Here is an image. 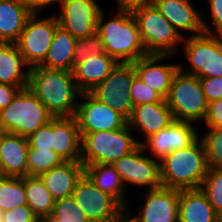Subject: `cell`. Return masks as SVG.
Returning a JSON list of instances; mask_svg holds the SVG:
<instances>
[{
  "instance_id": "20",
  "label": "cell",
  "mask_w": 222,
  "mask_h": 222,
  "mask_svg": "<svg viewBox=\"0 0 222 222\" xmlns=\"http://www.w3.org/2000/svg\"><path fill=\"white\" fill-rule=\"evenodd\" d=\"M153 5L183 37L179 30L194 32L191 36L204 32L202 17L190 0H154Z\"/></svg>"
},
{
  "instance_id": "30",
  "label": "cell",
  "mask_w": 222,
  "mask_h": 222,
  "mask_svg": "<svg viewBox=\"0 0 222 222\" xmlns=\"http://www.w3.org/2000/svg\"><path fill=\"white\" fill-rule=\"evenodd\" d=\"M27 205L24 177H0V213Z\"/></svg>"
},
{
  "instance_id": "44",
  "label": "cell",
  "mask_w": 222,
  "mask_h": 222,
  "mask_svg": "<svg viewBox=\"0 0 222 222\" xmlns=\"http://www.w3.org/2000/svg\"><path fill=\"white\" fill-rule=\"evenodd\" d=\"M117 2L118 8L131 10L132 8L141 5H152L154 3V0H117Z\"/></svg>"
},
{
  "instance_id": "23",
  "label": "cell",
  "mask_w": 222,
  "mask_h": 222,
  "mask_svg": "<svg viewBox=\"0 0 222 222\" xmlns=\"http://www.w3.org/2000/svg\"><path fill=\"white\" fill-rule=\"evenodd\" d=\"M118 63L107 53L88 57L72 71L77 87L82 93L91 91L111 73Z\"/></svg>"
},
{
  "instance_id": "26",
  "label": "cell",
  "mask_w": 222,
  "mask_h": 222,
  "mask_svg": "<svg viewBox=\"0 0 222 222\" xmlns=\"http://www.w3.org/2000/svg\"><path fill=\"white\" fill-rule=\"evenodd\" d=\"M27 67L26 71L22 70ZM30 68L19 52L16 43H0V84L29 85Z\"/></svg>"
},
{
  "instance_id": "42",
  "label": "cell",
  "mask_w": 222,
  "mask_h": 222,
  "mask_svg": "<svg viewBox=\"0 0 222 222\" xmlns=\"http://www.w3.org/2000/svg\"><path fill=\"white\" fill-rule=\"evenodd\" d=\"M28 86H12L8 84H0V111L12 103L17 93Z\"/></svg>"
},
{
  "instance_id": "6",
  "label": "cell",
  "mask_w": 222,
  "mask_h": 222,
  "mask_svg": "<svg viewBox=\"0 0 222 222\" xmlns=\"http://www.w3.org/2000/svg\"><path fill=\"white\" fill-rule=\"evenodd\" d=\"M131 12L137 21L148 54H177L176 46L183 42L184 37L153 4L134 7Z\"/></svg>"
},
{
  "instance_id": "2",
  "label": "cell",
  "mask_w": 222,
  "mask_h": 222,
  "mask_svg": "<svg viewBox=\"0 0 222 222\" xmlns=\"http://www.w3.org/2000/svg\"><path fill=\"white\" fill-rule=\"evenodd\" d=\"M111 20L104 23V11L98 17L97 33L105 52L118 62L132 63L149 55L144 47L139 27L130 9L117 8Z\"/></svg>"
},
{
  "instance_id": "34",
  "label": "cell",
  "mask_w": 222,
  "mask_h": 222,
  "mask_svg": "<svg viewBox=\"0 0 222 222\" xmlns=\"http://www.w3.org/2000/svg\"><path fill=\"white\" fill-rule=\"evenodd\" d=\"M103 41L96 32L91 36L76 39L73 53V69L83 63L90 56L105 54Z\"/></svg>"
},
{
  "instance_id": "38",
  "label": "cell",
  "mask_w": 222,
  "mask_h": 222,
  "mask_svg": "<svg viewBox=\"0 0 222 222\" xmlns=\"http://www.w3.org/2000/svg\"><path fill=\"white\" fill-rule=\"evenodd\" d=\"M1 218L2 222H40L28 205L2 212Z\"/></svg>"
},
{
  "instance_id": "10",
  "label": "cell",
  "mask_w": 222,
  "mask_h": 222,
  "mask_svg": "<svg viewBox=\"0 0 222 222\" xmlns=\"http://www.w3.org/2000/svg\"><path fill=\"white\" fill-rule=\"evenodd\" d=\"M58 26L57 16L40 19L32 14L28 18L16 45L29 68L44 61Z\"/></svg>"
},
{
  "instance_id": "9",
  "label": "cell",
  "mask_w": 222,
  "mask_h": 222,
  "mask_svg": "<svg viewBox=\"0 0 222 222\" xmlns=\"http://www.w3.org/2000/svg\"><path fill=\"white\" fill-rule=\"evenodd\" d=\"M135 75L133 63L119 62L89 93L128 119L134 107L129 92Z\"/></svg>"
},
{
  "instance_id": "39",
  "label": "cell",
  "mask_w": 222,
  "mask_h": 222,
  "mask_svg": "<svg viewBox=\"0 0 222 222\" xmlns=\"http://www.w3.org/2000/svg\"><path fill=\"white\" fill-rule=\"evenodd\" d=\"M210 4L211 16L215 30L202 19V25L205 33L222 37V0H208Z\"/></svg>"
},
{
  "instance_id": "46",
  "label": "cell",
  "mask_w": 222,
  "mask_h": 222,
  "mask_svg": "<svg viewBox=\"0 0 222 222\" xmlns=\"http://www.w3.org/2000/svg\"><path fill=\"white\" fill-rule=\"evenodd\" d=\"M2 176V166H1V163H0V177Z\"/></svg>"
},
{
  "instance_id": "37",
  "label": "cell",
  "mask_w": 222,
  "mask_h": 222,
  "mask_svg": "<svg viewBox=\"0 0 222 222\" xmlns=\"http://www.w3.org/2000/svg\"><path fill=\"white\" fill-rule=\"evenodd\" d=\"M29 147L53 150V119L28 137Z\"/></svg>"
},
{
  "instance_id": "31",
  "label": "cell",
  "mask_w": 222,
  "mask_h": 222,
  "mask_svg": "<svg viewBox=\"0 0 222 222\" xmlns=\"http://www.w3.org/2000/svg\"><path fill=\"white\" fill-rule=\"evenodd\" d=\"M41 222H90L85 213L77 205L74 197L67 196L55 200L52 214Z\"/></svg>"
},
{
  "instance_id": "13",
  "label": "cell",
  "mask_w": 222,
  "mask_h": 222,
  "mask_svg": "<svg viewBox=\"0 0 222 222\" xmlns=\"http://www.w3.org/2000/svg\"><path fill=\"white\" fill-rule=\"evenodd\" d=\"M145 151L140 144L135 150L120 157L111 165L119 173L124 186L127 183L133 186H148L149 189L161 187L160 162L143 156Z\"/></svg>"
},
{
  "instance_id": "12",
  "label": "cell",
  "mask_w": 222,
  "mask_h": 222,
  "mask_svg": "<svg viewBox=\"0 0 222 222\" xmlns=\"http://www.w3.org/2000/svg\"><path fill=\"white\" fill-rule=\"evenodd\" d=\"M80 97L87 100L78 103L74 116L81 137L86 133L110 131L127 125V119L123 115L93 97L89 92L81 93Z\"/></svg>"
},
{
  "instance_id": "25",
  "label": "cell",
  "mask_w": 222,
  "mask_h": 222,
  "mask_svg": "<svg viewBox=\"0 0 222 222\" xmlns=\"http://www.w3.org/2000/svg\"><path fill=\"white\" fill-rule=\"evenodd\" d=\"M31 15L20 0H0V43H16Z\"/></svg>"
},
{
  "instance_id": "29",
  "label": "cell",
  "mask_w": 222,
  "mask_h": 222,
  "mask_svg": "<svg viewBox=\"0 0 222 222\" xmlns=\"http://www.w3.org/2000/svg\"><path fill=\"white\" fill-rule=\"evenodd\" d=\"M24 189L26 193L27 205L41 221L46 216L52 214L55 199L46 188L40 176L24 177Z\"/></svg>"
},
{
  "instance_id": "28",
  "label": "cell",
  "mask_w": 222,
  "mask_h": 222,
  "mask_svg": "<svg viewBox=\"0 0 222 222\" xmlns=\"http://www.w3.org/2000/svg\"><path fill=\"white\" fill-rule=\"evenodd\" d=\"M84 174L99 188L102 192L113 196L125 209L124 191L125 186L122 183L119 173L111 164H93L84 166Z\"/></svg>"
},
{
  "instance_id": "11",
  "label": "cell",
  "mask_w": 222,
  "mask_h": 222,
  "mask_svg": "<svg viewBox=\"0 0 222 222\" xmlns=\"http://www.w3.org/2000/svg\"><path fill=\"white\" fill-rule=\"evenodd\" d=\"M72 196L90 222H111L125 212L113 196L102 192L85 174L77 181Z\"/></svg>"
},
{
  "instance_id": "32",
  "label": "cell",
  "mask_w": 222,
  "mask_h": 222,
  "mask_svg": "<svg viewBox=\"0 0 222 222\" xmlns=\"http://www.w3.org/2000/svg\"><path fill=\"white\" fill-rule=\"evenodd\" d=\"M64 161L53 150H38L29 147L27 154L28 175L40 176L42 173L60 166Z\"/></svg>"
},
{
  "instance_id": "27",
  "label": "cell",
  "mask_w": 222,
  "mask_h": 222,
  "mask_svg": "<svg viewBox=\"0 0 222 222\" xmlns=\"http://www.w3.org/2000/svg\"><path fill=\"white\" fill-rule=\"evenodd\" d=\"M75 43L76 38L70 32L58 26L47 55L39 66L72 72Z\"/></svg>"
},
{
  "instance_id": "18",
  "label": "cell",
  "mask_w": 222,
  "mask_h": 222,
  "mask_svg": "<svg viewBox=\"0 0 222 222\" xmlns=\"http://www.w3.org/2000/svg\"><path fill=\"white\" fill-rule=\"evenodd\" d=\"M174 121L172 111L164 99L160 103L140 104L133 107L127 125L147 139Z\"/></svg>"
},
{
  "instance_id": "14",
  "label": "cell",
  "mask_w": 222,
  "mask_h": 222,
  "mask_svg": "<svg viewBox=\"0 0 222 222\" xmlns=\"http://www.w3.org/2000/svg\"><path fill=\"white\" fill-rule=\"evenodd\" d=\"M102 8L95 0H62L58 15L59 26L76 39L97 32L98 17Z\"/></svg>"
},
{
  "instance_id": "45",
  "label": "cell",
  "mask_w": 222,
  "mask_h": 222,
  "mask_svg": "<svg viewBox=\"0 0 222 222\" xmlns=\"http://www.w3.org/2000/svg\"><path fill=\"white\" fill-rule=\"evenodd\" d=\"M111 222H133L130 216L124 212L118 219Z\"/></svg>"
},
{
  "instance_id": "1",
  "label": "cell",
  "mask_w": 222,
  "mask_h": 222,
  "mask_svg": "<svg viewBox=\"0 0 222 222\" xmlns=\"http://www.w3.org/2000/svg\"><path fill=\"white\" fill-rule=\"evenodd\" d=\"M28 87L53 118L75 116L76 100L82 92L77 87L73 72L35 66L30 68Z\"/></svg>"
},
{
  "instance_id": "36",
  "label": "cell",
  "mask_w": 222,
  "mask_h": 222,
  "mask_svg": "<svg viewBox=\"0 0 222 222\" xmlns=\"http://www.w3.org/2000/svg\"><path fill=\"white\" fill-rule=\"evenodd\" d=\"M133 106L149 103H160L164 98L144 83L137 75L134 76L129 92Z\"/></svg>"
},
{
  "instance_id": "22",
  "label": "cell",
  "mask_w": 222,
  "mask_h": 222,
  "mask_svg": "<svg viewBox=\"0 0 222 222\" xmlns=\"http://www.w3.org/2000/svg\"><path fill=\"white\" fill-rule=\"evenodd\" d=\"M179 222H222V218L199 188L180 190Z\"/></svg>"
},
{
  "instance_id": "16",
  "label": "cell",
  "mask_w": 222,
  "mask_h": 222,
  "mask_svg": "<svg viewBox=\"0 0 222 222\" xmlns=\"http://www.w3.org/2000/svg\"><path fill=\"white\" fill-rule=\"evenodd\" d=\"M145 205L139 214L131 217L133 222H179L180 190L159 187L145 192Z\"/></svg>"
},
{
  "instance_id": "24",
  "label": "cell",
  "mask_w": 222,
  "mask_h": 222,
  "mask_svg": "<svg viewBox=\"0 0 222 222\" xmlns=\"http://www.w3.org/2000/svg\"><path fill=\"white\" fill-rule=\"evenodd\" d=\"M84 174L81 162H63L40 175L55 200L71 196L77 181Z\"/></svg>"
},
{
  "instance_id": "17",
  "label": "cell",
  "mask_w": 222,
  "mask_h": 222,
  "mask_svg": "<svg viewBox=\"0 0 222 222\" xmlns=\"http://www.w3.org/2000/svg\"><path fill=\"white\" fill-rule=\"evenodd\" d=\"M171 55L149 54L138 59L134 64L136 75L150 88L167 98L174 75L179 70L178 64H158Z\"/></svg>"
},
{
  "instance_id": "5",
  "label": "cell",
  "mask_w": 222,
  "mask_h": 222,
  "mask_svg": "<svg viewBox=\"0 0 222 222\" xmlns=\"http://www.w3.org/2000/svg\"><path fill=\"white\" fill-rule=\"evenodd\" d=\"M128 125L110 131H95L81 137L80 162L86 165L112 164L135 150L140 142L132 137Z\"/></svg>"
},
{
  "instance_id": "15",
  "label": "cell",
  "mask_w": 222,
  "mask_h": 222,
  "mask_svg": "<svg viewBox=\"0 0 222 222\" xmlns=\"http://www.w3.org/2000/svg\"><path fill=\"white\" fill-rule=\"evenodd\" d=\"M191 122L174 120L166 128L151 135L145 142L139 141L144 150L155 157V160H163L169 153L181 148L189 147L199 135Z\"/></svg>"
},
{
  "instance_id": "33",
  "label": "cell",
  "mask_w": 222,
  "mask_h": 222,
  "mask_svg": "<svg viewBox=\"0 0 222 222\" xmlns=\"http://www.w3.org/2000/svg\"><path fill=\"white\" fill-rule=\"evenodd\" d=\"M200 189L206 194L208 201L222 218V169L209 168Z\"/></svg>"
},
{
  "instance_id": "19",
  "label": "cell",
  "mask_w": 222,
  "mask_h": 222,
  "mask_svg": "<svg viewBox=\"0 0 222 222\" xmlns=\"http://www.w3.org/2000/svg\"><path fill=\"white\" fill-rule=\"evenodd\" d=\"M27 137L0 131V163L2 176L23 178L28 175Z\"/></svg>"
},
{
  "instance_id": "21",
  "label": "cell",
  "mask_w": 222,
  "mask_h": 222,
  "mask_svg": "<svg viewBox=\"0 0 222 222\" xmlns=\"http://www.w3.org/2000/svg\"><path fill=\"white\" fill-rule=\"evenodd\" d=\"M53 151L64 162H80L81 136L75 117L53 118Z\"/></svg>"
},
{
  "instance_id": "7",
  "label": "cell",
  "mask_w": 222,
  "mask_h": 222,
  "mask_svg": "<svg viewBox=\"0 0 222 222\" xmlns=\"http://www.w3.org/2000/svg\"><path fill=\"white\" fill-rule=\"evenodd\" d=\"M165 100L174 120L193 123L206 118L209 103L203 92L200 78L197 76L178 70Z\"/></svg>"
},
{
  "instance_id": "4",
  "label": "cell",
  "mask_w": 222,
  "mask_h": 222,
  "mask_svg": "<svg viewBox=\"0 0 222 222\" xmlns=\"http://www.w3.org/2000/svg\"><path fill=\"white\" fill-rule=\"evenodd\" d=\"M53 116L29 87L21 89L12 103L0 111V131L29 137Z\"/></svg>"
},
{
  "instance_id": "43",
  "label": "cell",
  "mask_w": 222,
  "mask_h": 222,
  "mask_svg": "<svg viewBox=\"0 0 222 222\" xmlns=\"http://www.w3.org/2000/svg\"><path fill=\"white\" fill-rule=\"evenodd\" d=\"M31 14H38L45 6L55 5L59 3L61 8L62 0H20Z\"/></svg>"
},
{
  "instance_id": "35",
  "label": "cell",
  "mask_w": 222,
  "mask_h": 222,
  "mask_svg": "<svg viewBox=\"0 0 222 222\" xmlns=\"http://www.w3.org/2000/svg\"><path fill=\"white\" fill-rule=\"evenodd\" d=\"M202 138L209 168L222 169V127L207 128Z\"/></svg>"
},
{
  "instance_id": "8",
  "label": "cell",
  "mask_w": 222,
  "mask_h": 222,
  "mask_svg": "<svg viewBox=\"0 0 222 222\" xmlns=\"http://www.w3.org/2000/svg\"><path fill=\"white\" fill-rule=\"evenodd\" d=\"M184 55L190 62V70H179L199 78L222 77V37L203 32L184 37Z\"/></svg>"
},
{
  "instance_id": "40",
  "label": "cell",
  "mask_w": 222,
  "mask_h": 222,
  "mask_svg": "<svg viewBox=\"0 0 222 222\" xmlns=\"http://www.w3.org/2000/svg\"><path fill=\"white\" fill-rule=\"evenodd\" d=\"M208 103L222 98V77L200 78Z\"/></svg>"
},
{
  "instance_id": "3",
  "label": "cell",
  "mask_w": 222,
  "mask_h": 222,
  "mask_svg": "<svg viewBox=\"0 0 222 222\" xmlns=\"http://www.w3.org/2000/svg\"><path fill=\"white\" fill-rule=\"evenodd\" d=\"M208 170L205 146L198 138L160 161L161 185L176 190L199 189Z\"/></svg>"
},
{
  "instance_id": "41",
  "label": "cell",
  "mask_w": 222,
  "mask_h": 222,
  "mask_svg": "<svg viewBox=\"0 0 222 222\" xmlns=\"http://www.w3.org/2000/svg\"><path fill=\"white\" fill-rule=\"evenodd\" d=\"M205 121L207 128L222 127V98L208 104Z\"/></svg>"
}]
</instances>
